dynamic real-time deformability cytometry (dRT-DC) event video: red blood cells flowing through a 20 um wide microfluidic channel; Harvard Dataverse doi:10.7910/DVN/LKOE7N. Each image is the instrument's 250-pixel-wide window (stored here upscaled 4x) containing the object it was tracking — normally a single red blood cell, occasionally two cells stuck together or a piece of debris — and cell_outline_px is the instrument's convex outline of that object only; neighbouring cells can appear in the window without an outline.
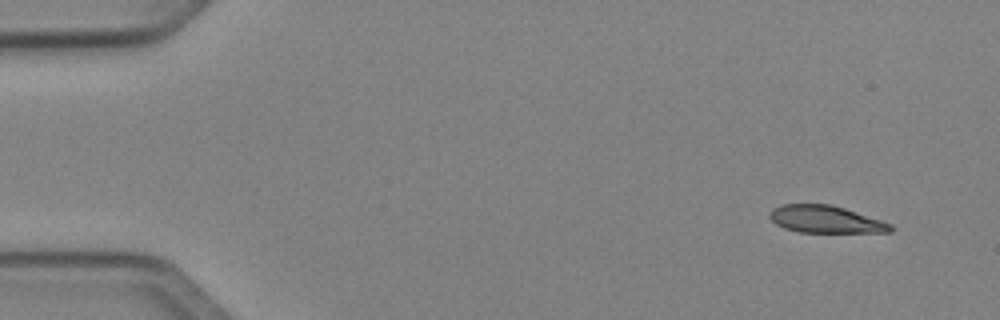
{"species": "Egyptian fruit bat (a non-hibernating species)", "species_latin": "Rousettus aegyptiacus", "temperature_condition": "cold", "stored_images_in_passage": 48, "camera_frame_rate_fps": 3000, "um_per_image_px": 0.085, "animal": {"sex": "female"}, "frame": {"image": 1, "passage_image": 1, "time_ms": 0.0, "image_size_px": [1000, 320], "cell_outline_px": [[896, 228], [892, 232], [800, 232], [784, 228], [776, 224], [768, 216], [768, 212], [772, 208], [780, 204], [832, 204], [892, 224]], "centroid_in_image_um": [70.15, 18.64], "position_along_channel_um": 14.8, "area_um2": 19.31}}
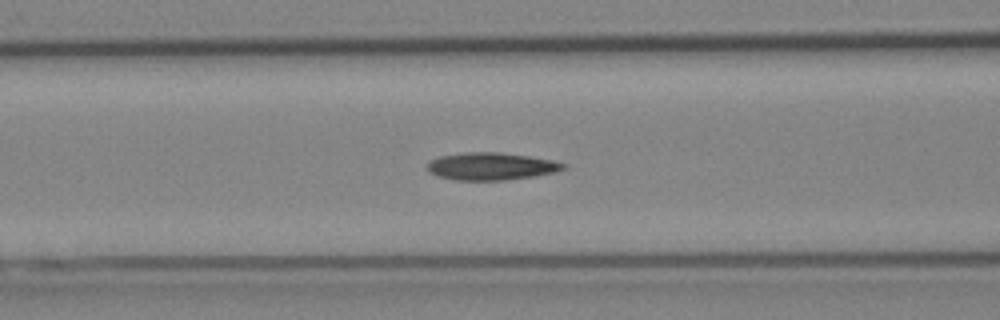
{"frame": {"image": 2, "passage_image": 18, "time_ms": 5.667, "image_size_px": [1000, 320], "cell_outline_px": [[568, 168], [552, 172], [532, 176], [504, 180], [456, 180], [440, 176], [428, 172], [428, 164], [432, 160], [440, 156], [464, 152], [500, 152], [528, 156], [552, 160], [568, 164]], "centroid_in_image_um": [41.77, 14.13], "position_along_channel_um": 124.8, "area_um2": 21.56}}
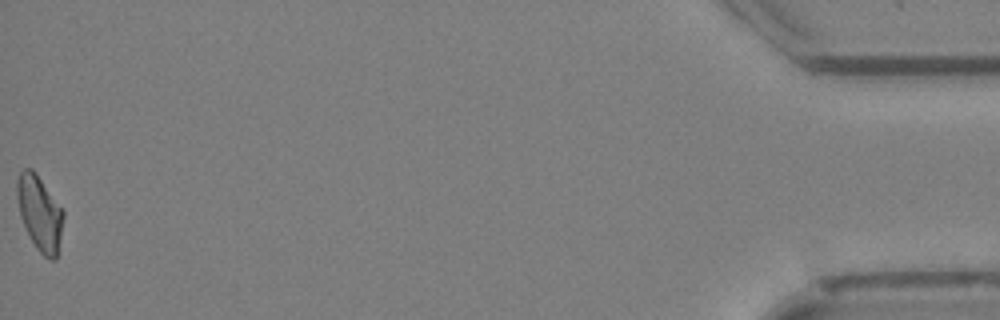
{"frame": {"image": 3, "passage_image": 48, "time_ms": 15.667, "image_size_px": [1000, 320], "cell_outline_px": [[64, 216], [56, 260], [48, 260], [36, 248], [20, 216], [16, 196], [16, 180], [20, 172], [24, 168], [32, 168], [36, 172], [64, 212]], "centroid_in_image_um": [3.36, 18.09], "position_along_channel_um": 431.8, "area_um2": 20.11}, "authors_computed_cell_mechanics": {"area_um2": 20.6635, "velocity_mm_per_s": 4.0347, "shape_relaxation_time_tau1_ms": 5.7584, "shape_relaxation_time_tau2_ms": 3.3321, "deformation_change_tau1": 0.1492, "deformation_change_tau2": 0.1033}}